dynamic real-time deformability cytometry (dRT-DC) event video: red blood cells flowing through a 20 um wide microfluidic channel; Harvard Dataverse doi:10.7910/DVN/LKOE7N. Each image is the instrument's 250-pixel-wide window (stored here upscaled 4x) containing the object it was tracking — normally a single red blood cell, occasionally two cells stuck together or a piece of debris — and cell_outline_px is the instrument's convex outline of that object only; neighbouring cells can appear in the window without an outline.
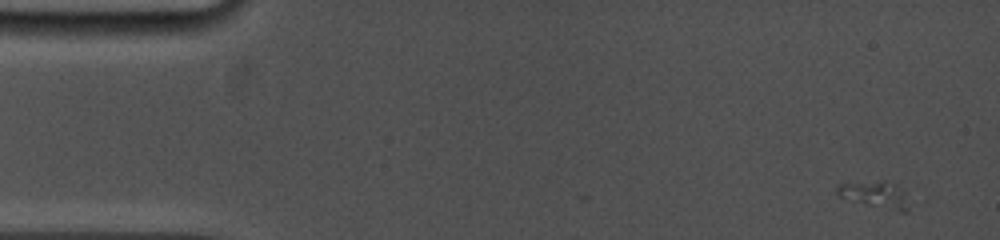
{"species": "common noctule bat (a hibernating species)", "species_latin": "Nyctalus noctula", "temperature_condition": "cold", "stored_images_in_passage": 7, "camera_frame_rate_fps": 5000, "um_per_image_px": 0.085, "animal": {"sex": "female", "body_mass_g": 19.0, "forearm_length_mm": 53.3}, "frame": {"image": 1, "passage_image": 1, "time_ms": 0.0, "image_size_px": [1000, 240], "cell_outline_px": [[908, 212], [900, 212], [868, 204], [840, 196], [836, 192], [836, 184], [880, 180], [884, 180], [900, 188], [904, 192], [908, 208]], "centroid_in_image_um": [74.38, 16.52], "position_along_channel_um": 10.6, "area_um2": 10.81}}